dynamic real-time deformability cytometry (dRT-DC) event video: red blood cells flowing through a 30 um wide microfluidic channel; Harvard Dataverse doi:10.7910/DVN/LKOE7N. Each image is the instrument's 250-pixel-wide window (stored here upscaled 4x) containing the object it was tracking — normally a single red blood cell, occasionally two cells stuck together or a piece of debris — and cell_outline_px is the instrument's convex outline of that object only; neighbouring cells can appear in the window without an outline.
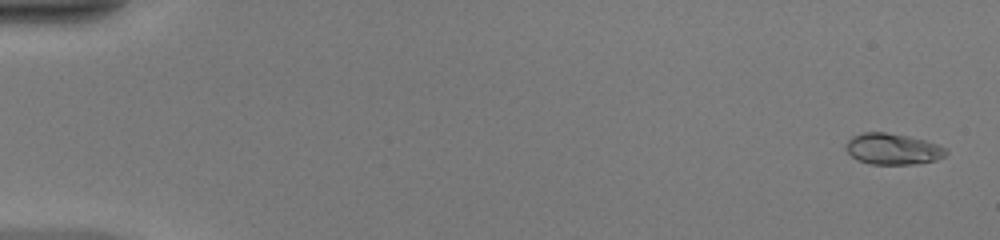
{"species": "common noctule bat (a hibernating species)", "species_latin": "Nyctalus noctula", "temperature_condition": "warm", "stored_images_in_passage": 50, "camera_frame_rate_fps": 3000, "um_per_image_px": 0.085, "animal": {"sex": "female", "body_mass_g": 20.0, "forearm_length_mm": 54.0}, "frame": {"image": 1, "passage_image": 2, "time_ms": 0.333, "image_size_px": [1000, 240], "cell_outline_px": [[948, 152], [944, 156], [936, 160], [912, 164], [872, 164], [856, 160], [844, 148], [844, 144], [852, 136], [864, 132], [884, 132], [908, 136], [924, 140], [936, 144], [944, 148]], "centroid_in_image_um": [75.83, 12.66], "position_along_channel_um": 9.2, "area_um2": 18.09}}
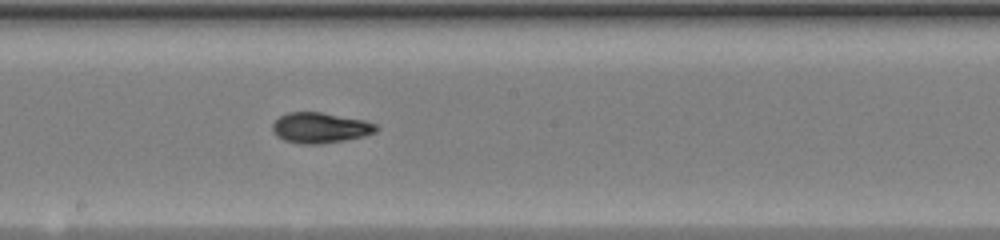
{"frame": {"image": 2, "passage_image": 29, "time_ms": 9.333, "image_size_px": [1000, 240], "cell_outline_px": [[380, 128], [376, 132], [364, 136], [344, 140], [320, 144], [300, 144], [284, 140], [276, 136], [272, 132], [272, 124], [280, 116], [288, 112], [320, 112], [364, 120], [376, 124]], "centroid_in_image_um": [27.21, 10.87], "position_along_channel_um": 221.0, "area_um2": 18.5}}
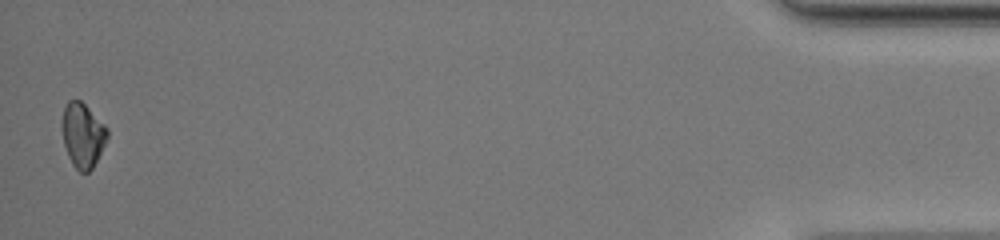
{"frame": {"image": 3, "passage_image": 50, "time_ms": 16.333, "image_size_px": [1000, 240], "cell_outline_px": [[108, 136], [92, 168], [88, 172], [80, 172], [72, 164], [68, 156], [64, 144], [60, 124], [64, 108], [68, 100], [80, 100], [108, 128]], "centroid_in_image_um": [7.0, 11.47], "position_along_channel_um": 428.2, "area_um2": 16.88}, "authors_computed_cell_mechanics": {"area_um2": 17.6868, "velocity_mm_per_s": 4.1805, "shape_relaxation_time_tau1_ms": 7.465, "shape_relaxation_time_tau2_ms": null, "deformation_change_tau1": 0.2353, "deformation_change_tau2": null}}